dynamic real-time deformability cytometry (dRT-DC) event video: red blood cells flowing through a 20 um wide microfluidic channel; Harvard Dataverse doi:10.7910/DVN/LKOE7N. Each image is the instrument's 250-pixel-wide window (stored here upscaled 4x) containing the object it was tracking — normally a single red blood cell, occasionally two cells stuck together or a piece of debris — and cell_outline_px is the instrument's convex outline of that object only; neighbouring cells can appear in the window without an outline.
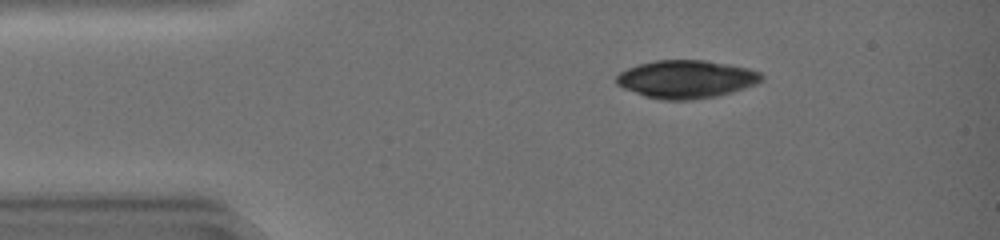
{"species": "common noctule bat (a hibernating species)", "species_latin": "Nyctalus noctula", "temperature_condition": "warm", "stored_images_in_passage": 37, "camera_frame_rate_fps": 3000, "um_per_image_px": 0.085, "animal": {"sex": "female", "body_mass_g": 19.0, "forearm_length_mm": 51.5}, "frame": {"image": 1, "passage_image": 1, "time_ms": 0.0, "image_size_px": [1000, 240], "cell_outline_px": [[764, 80], [756, 84], [732, 92], [716, 96], [692, 100], [660, 100], [644, 96], [624, 88], [616, 84], [616, 76], [620, 72], [628, 68], [640, 64], [656, 60], [704, 60], [728, 64], [748, 68], [760, 72], [764, 76]], "centroid_in_image_um": [58.34, 6.73], "position_along_channel_um": 26.7, "area_um2": 32.19}}